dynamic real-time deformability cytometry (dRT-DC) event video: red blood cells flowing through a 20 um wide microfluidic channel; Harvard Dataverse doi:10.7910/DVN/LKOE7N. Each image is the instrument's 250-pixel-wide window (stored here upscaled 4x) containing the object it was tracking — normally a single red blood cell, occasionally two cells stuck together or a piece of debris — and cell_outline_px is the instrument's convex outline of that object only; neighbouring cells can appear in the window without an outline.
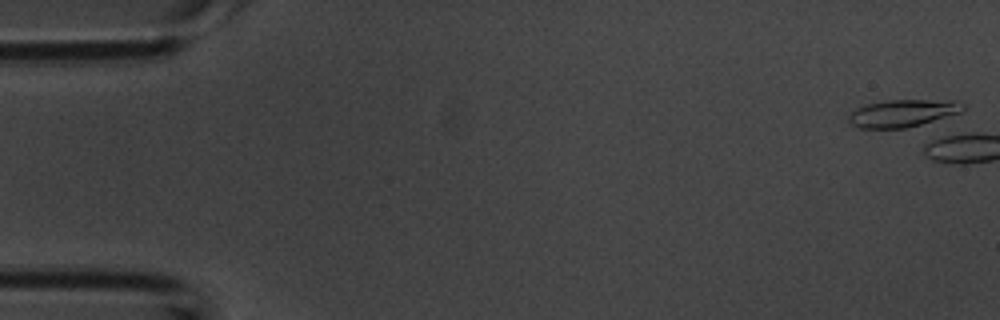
{"species": "common noctule bat (a hibernating species)", "species_latin": "Nyctalus noctula", "temperature_condition": "room temperature", "stored_images_in_passage": 3, "camera_frame_rate_fps": 3000, "um_per_image_px": 0.085, "animal": {"sex": "male", "body_mass_g": 20.1, "forearm_length_mm": 53.5}, "frame": {"image": 1, "passage_image": 1, "time_ms": 0.0, "image_size_px": [1000, 320], "cell_outline_px": [[964, 108], [960, 112], [920, 124], [904, 128], [860, 128], [852, 124], [848, 120], [848, 116], [856, 108], [868, 104], [884, 100], [956, 100], [964, 104]], "centroid_in_image_um": [76.71, 9.61], "position_along_channel_um": 8.3, "area_um2": 17.98}}